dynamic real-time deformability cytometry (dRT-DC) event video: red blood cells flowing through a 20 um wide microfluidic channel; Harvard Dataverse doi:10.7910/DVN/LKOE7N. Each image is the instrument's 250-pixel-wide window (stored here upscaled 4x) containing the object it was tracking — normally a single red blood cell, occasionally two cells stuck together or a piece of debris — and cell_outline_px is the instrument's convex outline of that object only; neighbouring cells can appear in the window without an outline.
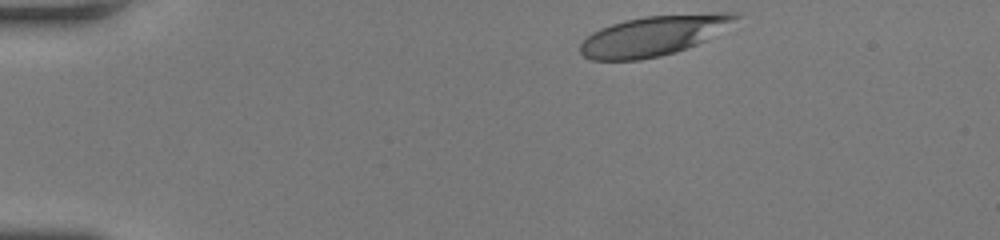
{"species": "human", "species_latin": "Homo sapiens", "temperature_condition": "room temperature", "stored_images_in_passage": 10, "camera_frame_rate_fps": 3000, "um_per_image_px": 0.085, "donor": {"sex": "female"}, "frame": {"image": 1, "passage_image": 1, "time_ms": 0.0, "image_size_px": [1000, 240], "cell_outline_px": [[740, 16], [704, 40], [688, 48], [676, 52], [660, 56], [640, 60], [592, 60], [584, 56], [580, 52], [580, 44], [592, 32], [600, 28], [624, 20], [644, 16], [712, 12], [740, 12]], "centroid_in_image_um": [55.51, 3.02], "position_along_channel_um": 29.5, "area_um2": 35.95}}
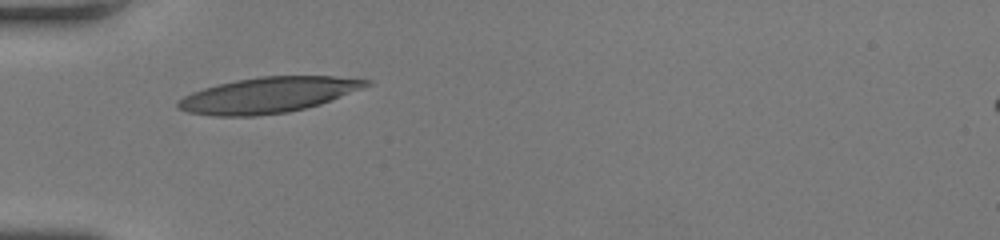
{"frame": {"image": 2, "passage_image": 9, "time_ms": 2.667, "image_size_px": [1000, 240], "cell_outline_px": [[372, 84], [332, 100], [320, 104], [288, 112], [256, 116], [212, 116], [188, 112], [176, 108], [176, 100], [192, 92], [204, 88], [236, 80], [260, 76], [332, 76], [372, 80]], "centroid_in_image_um": [22.77, 8.08], "position_along_channel_um": 62.2, "area_um2": 39.02}}